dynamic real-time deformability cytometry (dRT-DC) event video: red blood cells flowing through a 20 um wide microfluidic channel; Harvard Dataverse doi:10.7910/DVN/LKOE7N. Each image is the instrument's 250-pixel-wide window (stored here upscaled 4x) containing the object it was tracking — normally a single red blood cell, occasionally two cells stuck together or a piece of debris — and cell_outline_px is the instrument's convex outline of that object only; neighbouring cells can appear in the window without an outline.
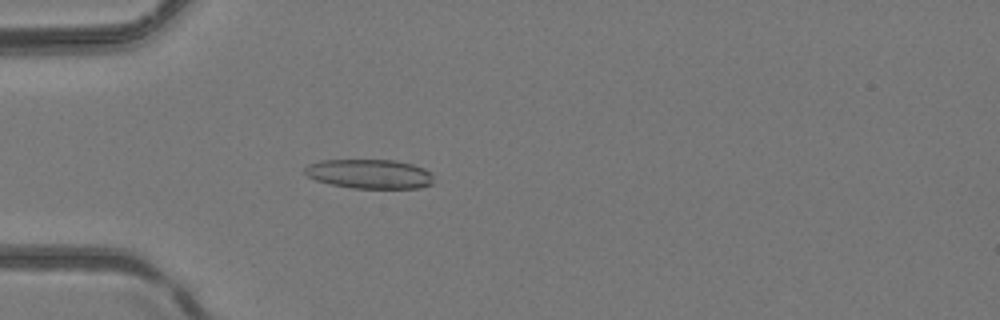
{"species": "common noctule bat (a hibernating species)", "species_latin": "Nyctalus noctula", "temperature_condition": "room temperature", "stored_images_in_passage": 3, "camera_frame_rate_fps": 3000, "um_per_image_px": 0.085, "animal": {"sex": "female", "body_mass_g": 24.6, "forearm_length_mm": 56.2}, "frame": {"image": 1, "passage_image": 3, "time_ms": 0.667, "image_size_px": [1000, 320], "cell_outline_px": [[432, 184], [420, 188], [352, 188], [332, 184], [316, 180], [308, 176], [304, 172], [304, 168], [308, 164], [320, 160], [396, 160], [412, 164], [424, 168], [432, 172]], "centroid_in_image_um": [31.42, 14.78], "position_along_channel_um": 53.6, "area_um2": 22.08}}